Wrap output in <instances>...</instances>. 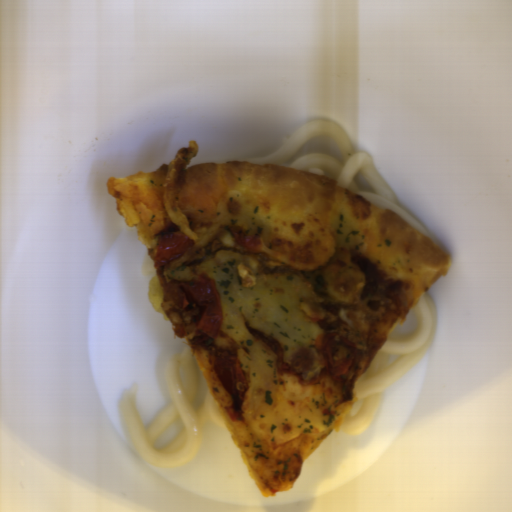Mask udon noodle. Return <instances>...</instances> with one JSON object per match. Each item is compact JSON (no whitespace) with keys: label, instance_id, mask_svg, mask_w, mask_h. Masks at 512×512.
Listing matches in <instances>:
<instances>
[{"label":"udon noodle","instance_id":"udon-noodle-1","mask_svg":"<svg viewBox=\"0 0 512 512\" xmlns=\"http://www.w3.org/2000/svg\"><path fill=\"white\" fill-rule=\"evenodd\" d=\"M164 380L169 403L147 427L135 402L138 395L135 384L123 389L117 411L143 461L159 468H174L194 458L209 420L221 428L228 426L209 388L199 408H193L192 401L199 391V366L189 345L170 355Z\"/></svg>","mask_w":512,"mask_h":512},{"label":"udon noodle","instance_id":"udon-noodle-2","mask_svg":"<svg viewBox=\"0 0 512 512\" xmlns=\"http://www.w3.org/2000/svg\"><path fill=\"white\" fill-rule=\"evenodd\" d=\"M314 136H326L336 143L342 162L331 156L310 154L299 156L288 167L337 182L377 205L390 207L431 241L427 227L397 203L393 191L381 177L373 157L367 152L355 151L342 126L332 120L321 119L302 124L271 154L243 156L234 162L275 163L282 166Z\"/></svg>","mask_w":512,"mask_h":512},{"label":"udon noodle","instance_id":"udon-noodle-3","mask_svg":"<svg viewBox=\"0 0 512 512\" xmlns=\"http://www.w3.org/2000/svg\"><path fill=\"white\" fill-rule=\"evenodd\" d=\"M417 326L405 335H387L357 382V398L343 419L340 429L352 436L368 430L383 393L420 360L435 339L436 304L425 293L410 310Z\"/></svg>","mask_w":512,"mask_h":512}]
</instances>
